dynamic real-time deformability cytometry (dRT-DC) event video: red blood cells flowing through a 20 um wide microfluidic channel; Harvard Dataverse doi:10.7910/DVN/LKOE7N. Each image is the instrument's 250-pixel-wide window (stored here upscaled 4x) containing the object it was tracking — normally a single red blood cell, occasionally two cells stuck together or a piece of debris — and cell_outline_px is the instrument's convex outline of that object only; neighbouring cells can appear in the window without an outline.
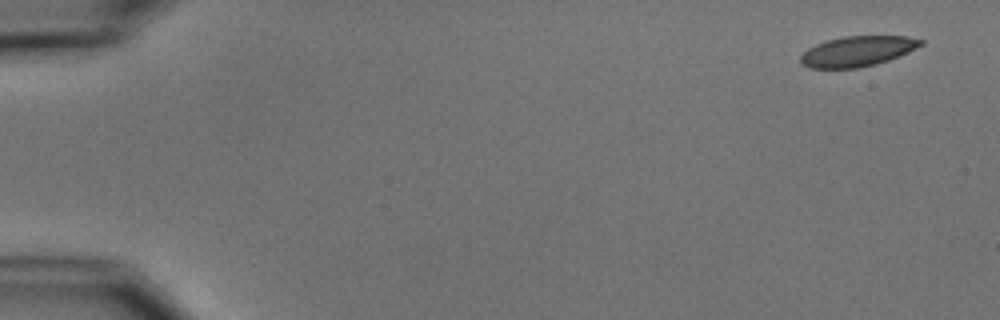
{"species": "common noctule bat (a hibernating species)", "species_latin": "Nyctalus noctula", "temperature_condition": "cold", "stored_images_in_passage": 5, "camera_frame_rate_fps": 3000, "um_per_image_px": 0.085, "animal": {"sex": "male", "body_mass_g": 15.6}, "frame": {"image": 1, "passage_image": 1, "time_ms": 0.0, "image_size_px": [1000, 320], "cell_outline_px": [[924, 44], [908, 52], [888, 60], [876, 64], [856, 68], [808, 68], [800, 64], [800, 56], [808, 48], [816, 44], [828, 40], [844, 36], [908, 36], [924, 40]], "centroid_in_image_um": [72.87, 4.36], "position_along_channel_um": 12.1, "area_um2": 21.21}}
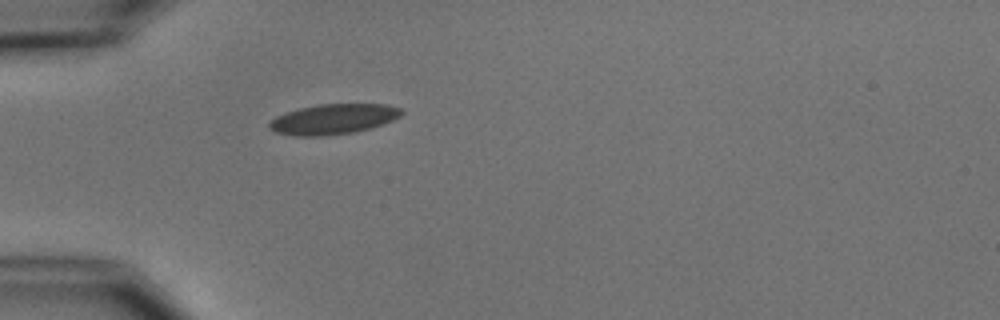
{"frame": {"image": 2, "passage_image": 5, "time_ms": 4.667, "image_size_px": [1000, 320], "cell_outline_px": [[404, 112], [400, 116], [384, 124], [356, 132], [320, 136], [296, 136], [276, 132], [268, 128], [268, 124], [276, 116], [300, 108], [320, 104], [388, 104], [400, 108]], "centroid_in_image_um": [28.35, 10.13], "position_along_channel_um": 56.6, "area_um2": 23.24}}